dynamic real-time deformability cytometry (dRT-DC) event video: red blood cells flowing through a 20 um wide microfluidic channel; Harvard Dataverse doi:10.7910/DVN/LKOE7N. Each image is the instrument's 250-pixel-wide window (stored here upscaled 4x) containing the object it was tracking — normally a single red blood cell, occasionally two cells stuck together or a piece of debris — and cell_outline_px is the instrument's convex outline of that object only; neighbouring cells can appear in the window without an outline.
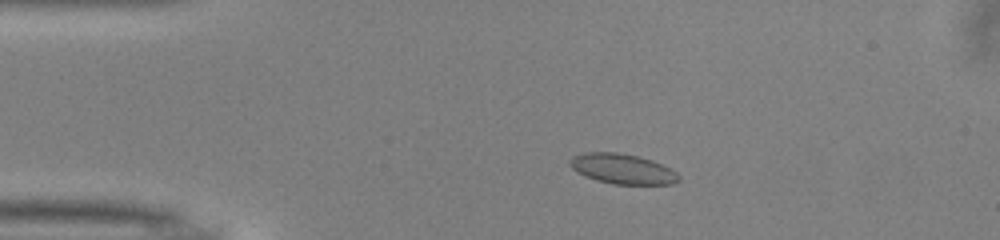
{"species": "common noctule bat (a hibernating species)", "species_latin": "Nyctalus noctula", "temperature_condition": "warm", "stored_images_in_passage": 49, "camera_frame_rate_fps": 3000, "um_per_image_px": 0.085, "animal": {"sex": "male", "body_mass_g": 13.0, "forearm_length_mm": 53.1}, "frame": {"image": 1, "passage_image": 8, "time_ms": 2.333, "image_size_px": [1000, 240], "cell_outline_px": [[680, 180], [672, 184], [612, 184], [596, 180], [584, 176], [572, 168], [568, 164], [568, 160], [572, 156], [584, 152], [616, 152], [636, 156], [652, 160], [676, 172], [680, 176]], "centroid_in_image_um": [52.86, 14.35], "position_along_channel_um": 32.1, "area_um2": 19.07}}
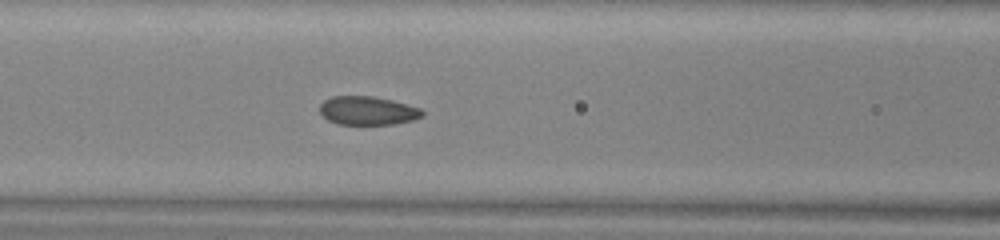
{"frame": {"image": 2, "passage_image": 19, "time_ms": 6.0, "image_size_px": [1000, 240], "cell_outline_px": [[424, 116], [412, 120], [392, 124], [336, 124], [328, 120], [320, 112], [320, 104], [324, 100], [332, 96], [372, 96], [392, 100], [420, 108], [424, 112]], "centroid_in_image_um": [31.24, 9.4], "position_along_channel_um": 135.4, "area_um2": 17.05}}
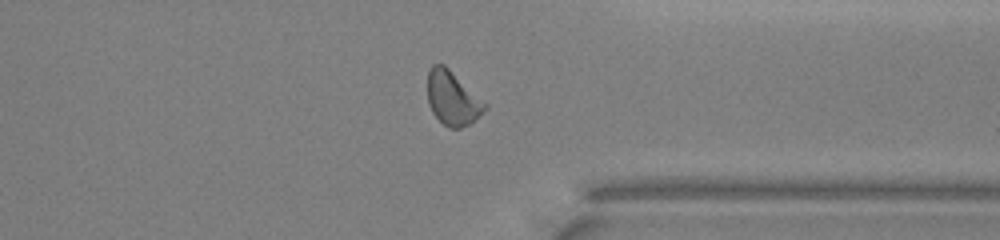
{"frame": {"image": 3, "passage_image": 37, "time_ms": 12.0, "image_size_px": [1000, 240], "cell_outline_px": [[488, 108], [468, 124], [460, 128], [448, 128], [432, 112], [428, 104], [428, 68], [432, 64], [444, 64], [488, 104]], "centroid_in_image_um": [38.46, 8.33], "position_along_channel_um": 372.9, "area_um2": 17.98}, "authors_computed_cell_mechanics": {"area_um2": 18.0336, "velocity_mm_per_s": 4.0325, "shape_relaxation_time_tau1_ms": 5.84, "shape_relaxation_time_tau2_ms": 1.13, "deformation_change_tau1": 0.1141, "deformation_change_tau2": 0.0538}}